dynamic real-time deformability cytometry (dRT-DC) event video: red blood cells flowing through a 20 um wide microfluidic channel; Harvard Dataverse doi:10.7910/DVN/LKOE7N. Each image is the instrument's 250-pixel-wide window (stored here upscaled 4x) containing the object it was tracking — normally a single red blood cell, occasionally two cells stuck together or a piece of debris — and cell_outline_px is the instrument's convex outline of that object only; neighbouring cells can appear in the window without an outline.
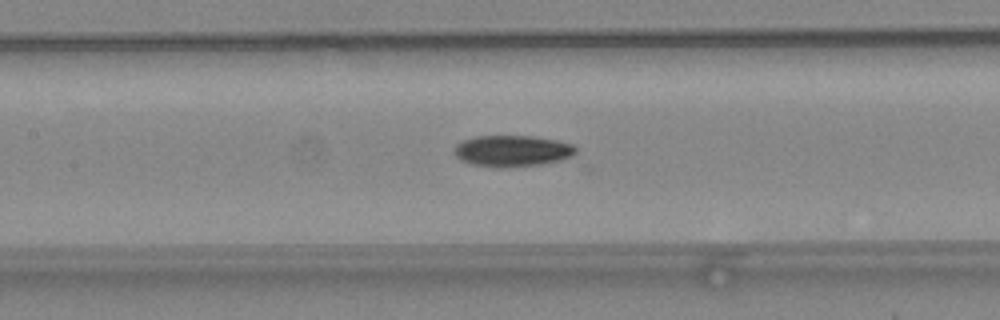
{"species": "common noctule bat (a hibernating species)", "species_latin": "Nyctalus noctula", "temperature_condition": "warm", "stored_images_in_passage": 25, "camera_frame_rate_fps": 3000, "um_per_image_px": 0.085, "animal": {"sex": "female", "body_mass_g": 24.6, "forearm_length_mm": 56.2}, "frame": {"image": 1, "passage_image": 11, "time_ms": 3.333, "image_size_px": [1000, 320], "cell_outline_px": [[576, 152], [572, 156], [560, 160], [540, 164], [508, 168], [496, 168], [472, 164], [460, 160], [452, 152], [456, 144], [464, 140], [476, 136], [532, 136], [556, 140], [572, 144], [576, 148]], "centroid_in_image_um": [43.51, 12.84], "position_along_channel_um": 163.9, "area_um2": 22.31}}
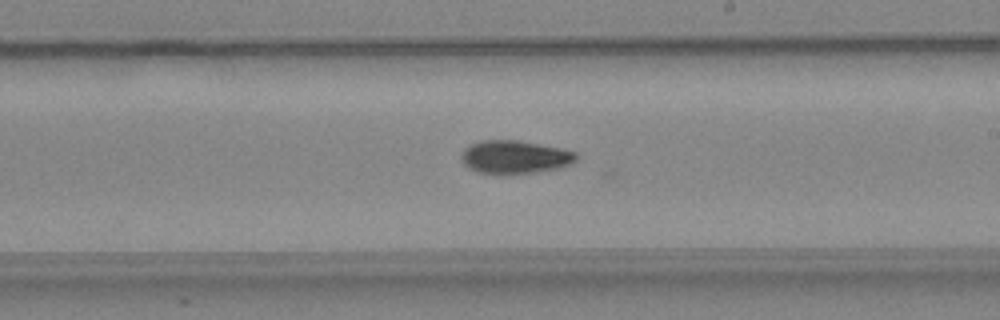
{"frame": {"image": 2, "passage_image": 17, "time_ms": 5.333, "image_size_px": [1000, 320], "cell_outline_px": [[580, 156], [572, 164], [560, 168], [536, 172], [504, 176], [500, 176], [476, 172], [468, 168], [460, 160], [460, 152], [464, 148], [480, 140], [516, 140], [560, 148], [576, 152]], "centroid_in_image_um": [43.72, 13.38], "position_along_channel_um": 245.3, "area_um2": 22.95}}
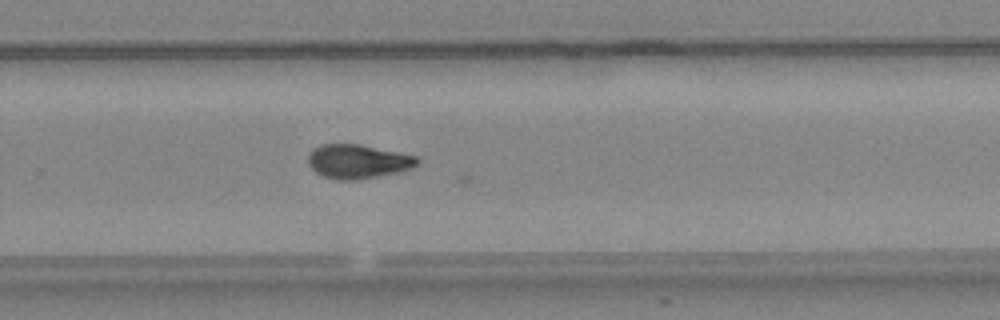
{"frame": {"image": 3, "passage_image": 21, "time_ms": 6.667, "image_size_px": [1000, 320], "cell_outline_px": [[420, 160], [412, 168], [400, 172], [380, 176], [356, 180], [336, 180], [324, 176], [316, 172], [308, 164], [308, 156], [320, 144], [360, 144], [416, 156]], "centroid_in_image_um": [30.43, 13.73], "position_along_channel_um": 299.4, "area_um2": 21.56}}